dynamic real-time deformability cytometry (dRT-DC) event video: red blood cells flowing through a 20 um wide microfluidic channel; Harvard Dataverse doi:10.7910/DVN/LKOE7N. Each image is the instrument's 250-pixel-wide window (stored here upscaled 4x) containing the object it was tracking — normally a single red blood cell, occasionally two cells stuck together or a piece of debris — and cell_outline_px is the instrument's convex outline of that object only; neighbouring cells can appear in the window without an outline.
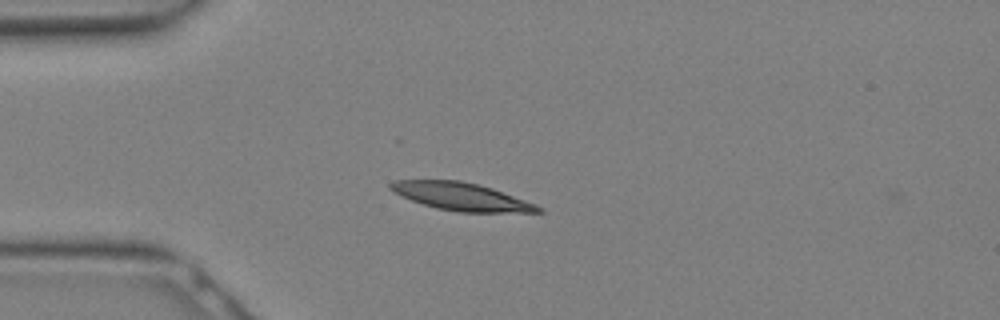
{"species": "Egyptian fruit bat (a non-hibernating species)", "species_latin": "Rousettus aegyptiacus", "temperature_condition": "warm", "stored_images_in_passage": 6, "camera_frame_rate_fps": 3000, "um_per_image_px": 0.085, "animal": {"sex": "female"}, "frame": {"image": 1, "passage_image": 1, "time_ms": 0.0, "image_size_px": [1000, 320], "cell_outline_px": [[544, 212], [456, 212], [436, 208], [412, 200], [388, 188], [388, 184], [396, 180], [460, 180], [492, 188], [536, 204], [544, 208]], "centroid_in_image_um": [39.24, 16.71], "position_along_channel_um": 45.8, "area_um2": 23.64}}
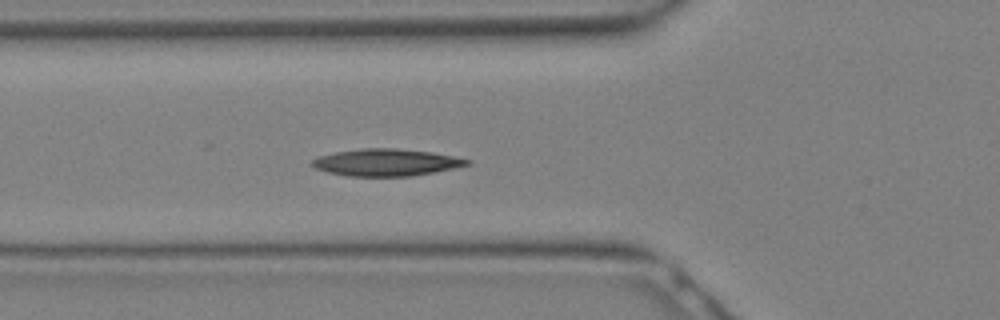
{"frame": {"image": 2, "passage_image": 4, "time_ms": 1.0, "image_size_px": [1000, 320], "cell_outline_px": [[472, 164], [412, 176], [348, 176], [328, 172], [316, 168], [312, 164], [312, 160], [316, 156], [336, 152], [360, 148], [396, 148], [432, 152], [472, 160]], "centroid_in_image_um": [32.82, 13.8], "position_along_channel_um": 93.0, "area_um2": 24.33}}
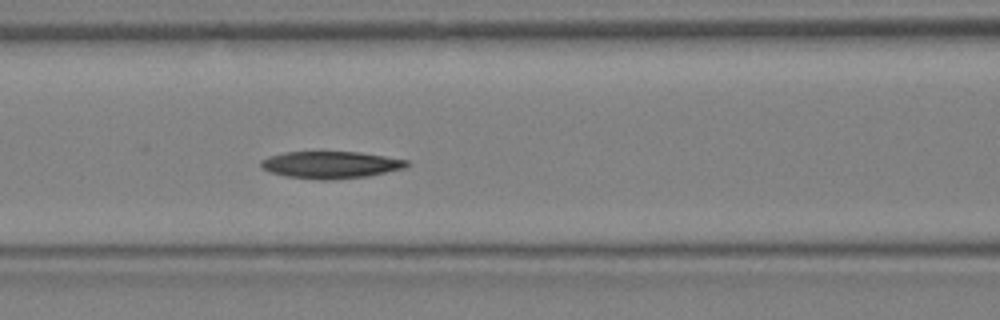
{"frame": {"image": 3, "passage_image": 6, "time_ms": 1.667, "image_size_px": [1000, 320], "cell_outline_px": [[412, 164], [404, 168], [368, 176], [332, 180], [320, 180], [284, 176], [268, 172], [260, 168], [260, 160], [268, 156], [284, 152], [360, 152], [408, 160]], "centroid_in_image_um": [28.07, 14.01], "position_along_channel_um": 138.5, "area_um2": 23.29}}